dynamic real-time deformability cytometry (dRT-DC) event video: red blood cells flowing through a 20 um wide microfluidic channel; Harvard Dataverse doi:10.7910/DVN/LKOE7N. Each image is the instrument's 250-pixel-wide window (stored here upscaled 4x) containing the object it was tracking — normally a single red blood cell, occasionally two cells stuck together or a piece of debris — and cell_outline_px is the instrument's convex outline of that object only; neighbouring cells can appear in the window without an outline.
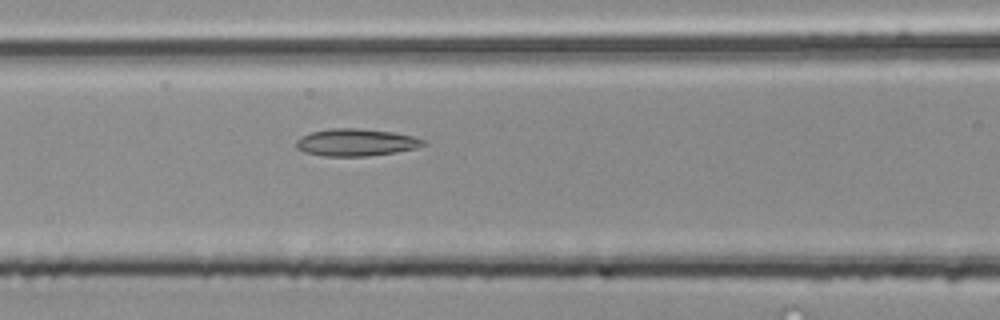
{"species": "common noctule bat (a hibernating species)", "species_latin": "Nyctalus noctula", "temperature_condition": "room temperature", "stored_images_in_passage": 36, "camera_frame_rate_fps": 3000, "um_per_image_px": 0.085, "animal": {"sex": "male", "body_mass_g": 20.4}, "frame": {"image": 1, "passage_image": 7, "time_ms": 2.0, "image_size_px": [1000, 320], "cell_outline_px": [[428, 144], [416, 148], [396, 152], [368, 156], [324, 156], [304, 152], [296, 148], [296, 140], [300, 136], [312, 132], [328, 128], [356, 128], [392, 132], [412, 136], [424, 140]], "centroid_in_image_um": [30.24, 12.1], "position_along_channel_um": 136.4, "area_um2": 20.23}}
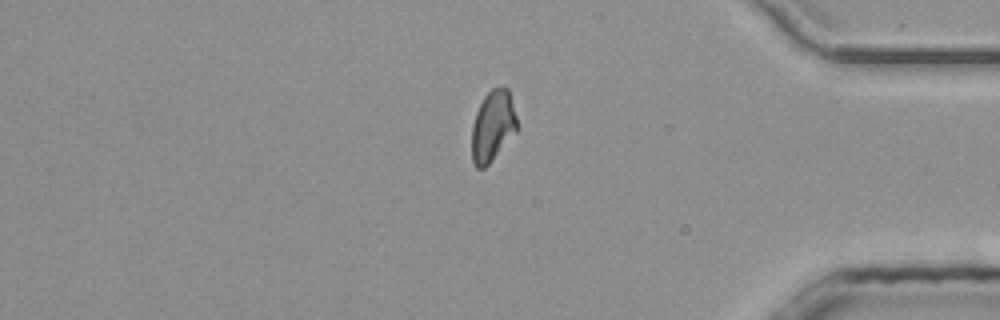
{"frame": {"image": 2, "passage_image": 28, "time_ms": 9.0, "image_size_px": [1000, 320], "cell_outline_px": [[520, 128], [488, 164], [484, 168], [476, 168], [472, 160], [472, 124], [476, 112], [484, 96], [492, 88], [504, 84], [508, 88]], "centroid_in_image_um": [41.91, 10.67], "position_along_channel_um": 393.3, "area_um2": 18.96}}
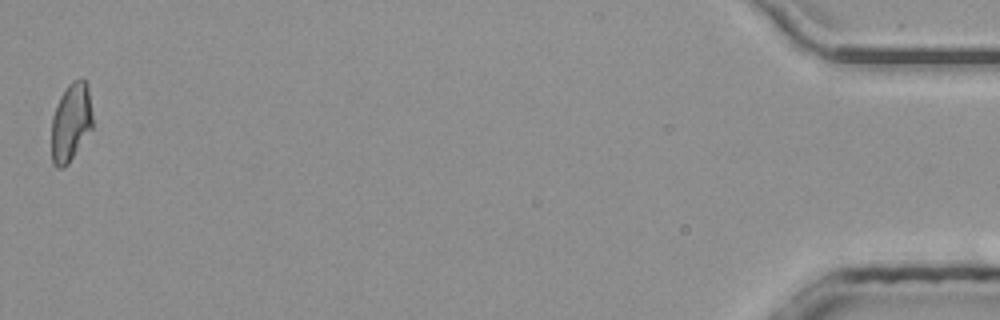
{"frame": {"image": 3, "passage_image": 36, "time_ms": 11.667, "image_size_px": [1000, 320], "cell_outline_px": [[92, 128], [68, 164], [60, 168], [56, 168], [52, 164], [52, 116], [56, 104], [60, 96], [68, 84], [72, 80], [80, 76], [88, 84], [92, 112]], "centroid_in_image_um": [6.02, 10.35], "position_along_channel_um": 429.2, "area_um2": 18.96}}